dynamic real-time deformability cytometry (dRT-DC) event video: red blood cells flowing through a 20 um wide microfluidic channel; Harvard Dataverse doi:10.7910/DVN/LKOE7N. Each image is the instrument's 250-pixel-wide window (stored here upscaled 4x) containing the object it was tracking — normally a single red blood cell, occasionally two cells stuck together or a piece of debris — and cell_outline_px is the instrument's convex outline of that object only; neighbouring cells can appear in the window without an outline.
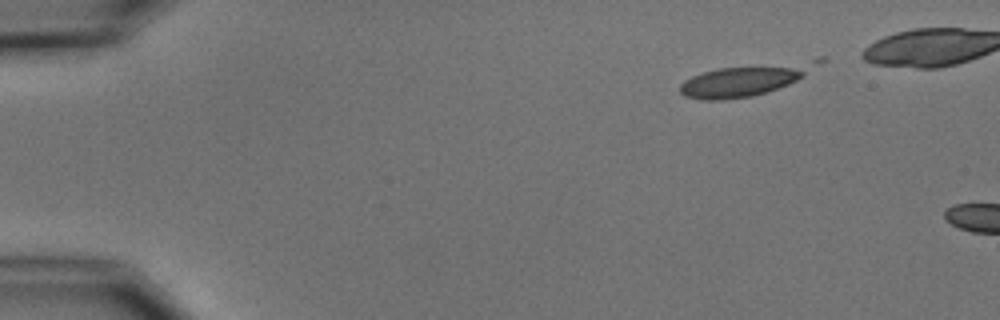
{"species": "common noctule bat (a hibernating species)", "species_latin": "Nyctalus noctula", "temperature_condition": "cold", "stored_images_in_passage": 2, "camera_frame_rate_fps": 3000, "um_per_image_px": 0.085, "animal": {"sex": "male", "body_mass_g": 15.6}, "frame": {"image": 1, "passage_image": 1, "time_ms": 0.0, "image_size_px": [1000, 320], "cell_outline_px": [[804, 76], [788, 84], [752, 96], [724, 100], [700, 100], [684, 96], [680, 92], [680, 84], [684, 80], [692, 76], [704, 72], [720, 68], [804, 68]], "centroid_in_image_um": [62.67, 7.01], "position_along_channel_um": 22.3, "area_um2": 21.21}}